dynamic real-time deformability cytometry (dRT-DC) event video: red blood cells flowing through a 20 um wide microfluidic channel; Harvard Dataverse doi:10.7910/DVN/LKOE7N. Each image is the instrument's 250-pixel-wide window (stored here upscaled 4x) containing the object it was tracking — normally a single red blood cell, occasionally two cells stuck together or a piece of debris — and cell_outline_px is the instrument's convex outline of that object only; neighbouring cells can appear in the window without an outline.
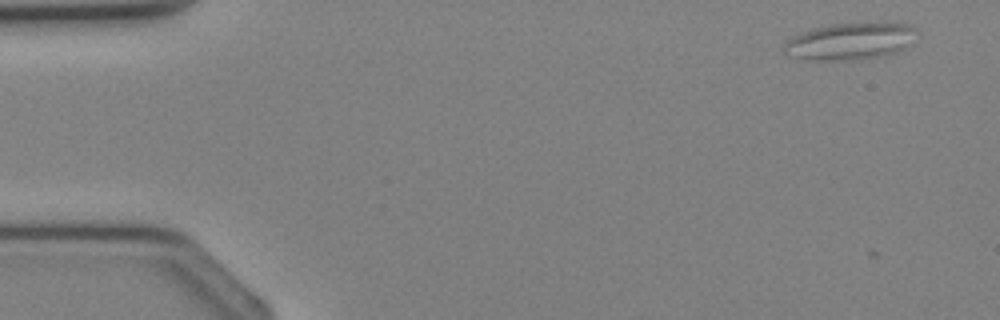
{"species": "Egyptian fruit bat (a non-hibernating species)", "species_latin": "Rousettus aegyptiacus", "temperature_condition": "cold", "stored_images_in_passage": 15, "camera_frame_rate_fps": 3000, "um_per_image_px": 0.085, "animal": {"sex": "female"}, "frame": {"image": 1, "passage_image": 4, "time_ms": 1.0, "image_size_px": [1000, 320], "cell_outline_px": [[912, 28], [900, 48], [896, 52], [880, 56], [844, 60], [808, 60], [792, 56], [784, 48], [784, 44], [788, 40], [804, 32], [816, 28], [832, 24], [884, 20], [908, 24]], "centroid_in_image_um": [72.18, 3.47], "position_along_channel_um": 12.8, "area_um2": 27.57}}
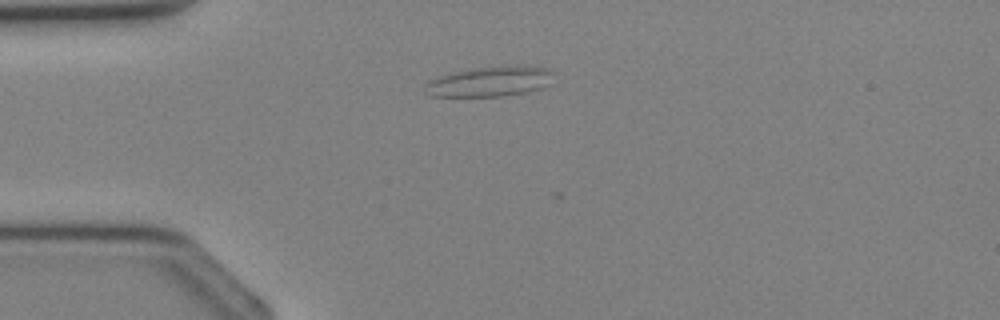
{"frame": {"image": 2, "passage_image": 11, "time_ms": 3.333, "image_size_px": [1000, 320], "cell_outline_px": [[552, 72], [548, 84], [540, 88], [528, 92], [504, 96], [428, 96], [424, 92], [424, 84], [428, 80], [452, 72], [476, 68], [548, 68]], "centroid_in_image_um": [41.5, 6.98], "position_along_channel_um": 43.5, "area_um2": 21.68}}